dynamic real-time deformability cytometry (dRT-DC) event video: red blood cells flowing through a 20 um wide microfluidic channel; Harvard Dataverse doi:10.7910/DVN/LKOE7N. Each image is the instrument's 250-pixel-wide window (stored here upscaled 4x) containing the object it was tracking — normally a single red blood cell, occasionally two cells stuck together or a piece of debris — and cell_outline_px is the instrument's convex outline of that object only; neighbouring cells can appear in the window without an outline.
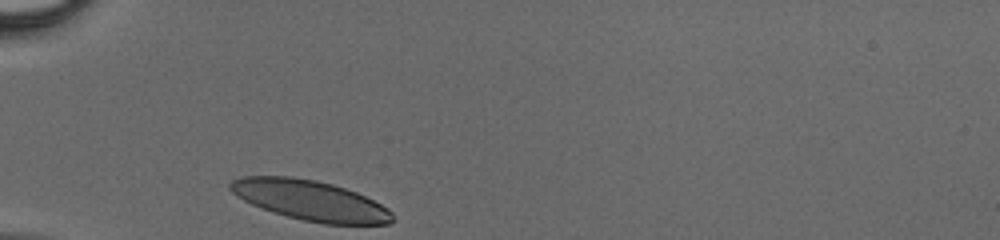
{"species": "human", "species_latin": "Homo sapiens", "temperature_condition": "cold", "stored_images_in_passage": 25, "camera_frame_rate_fps": 3000, "um_per_image_px": 0.085, "donor": {"sex": "male"}, "frame": {"image": 1, "passage_image": 1, "time_ms": 0.0, "image_size_px": [1000, 240], "cell_outline_px": [[392, 220], [388, 224], [324, 224], [304, 220], [272, 212], [252, 204], [236, 196], [228, 188], [228, 184], [232, 180], [240, 176], [292, 176], [316, 180], [332, 184], [356, 192], [388, 208], [392, 212]], "centroid_in_image_um": [26.33, 17.02], "position_along_channel_um": 58.7, "area_um2": 37.8}}
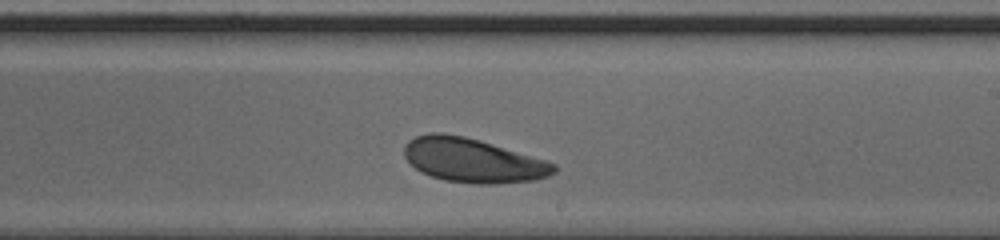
{"frame": {"image": 2, "passage_image": 15, "time_ms": 4.667, "image_size_px": [1000, 240], "cell_outline_px": [[556, 172], [548, 176], [536, 180], [496, 184], [476, 184], [444, 180], [420, 172], [404, 156], [404, 144], [408, 140], [416, 136], [428, 132], [444, 132], [464, 136], [480, 140], [544, 160], [556, 164]], "centroid_in_image_um": [40.16, 13.62], "position_along_channel_um": 248.8, "area_um2": 38.55}}
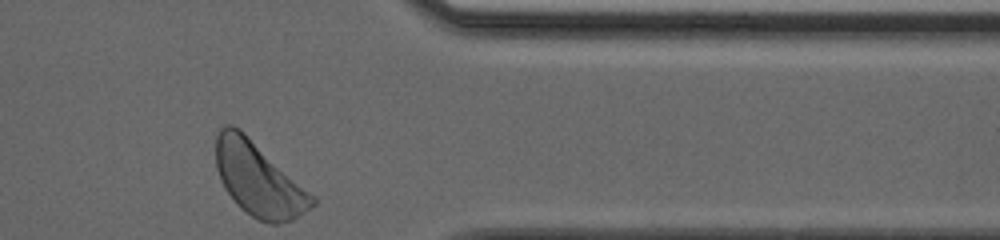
{"frame": {"image": 3, "passage_image": 25, "time_ms": 8.0, "image_size_px": [1000, 240], "cell_outline_px": [[316, 204], [292, 220], [280, 224], [272, 224], [260, 220], [252, 216], [240, 208], [224, 188], [220, 180], [216, 168], [216, 136], [220, 128], [224, 124], [232, 124], [240, 128], [316, 196]], "centroid_in_image_um": [21.98, 15.22], "position_along_channel_um": 389.4, "area_um2": 41.56}}